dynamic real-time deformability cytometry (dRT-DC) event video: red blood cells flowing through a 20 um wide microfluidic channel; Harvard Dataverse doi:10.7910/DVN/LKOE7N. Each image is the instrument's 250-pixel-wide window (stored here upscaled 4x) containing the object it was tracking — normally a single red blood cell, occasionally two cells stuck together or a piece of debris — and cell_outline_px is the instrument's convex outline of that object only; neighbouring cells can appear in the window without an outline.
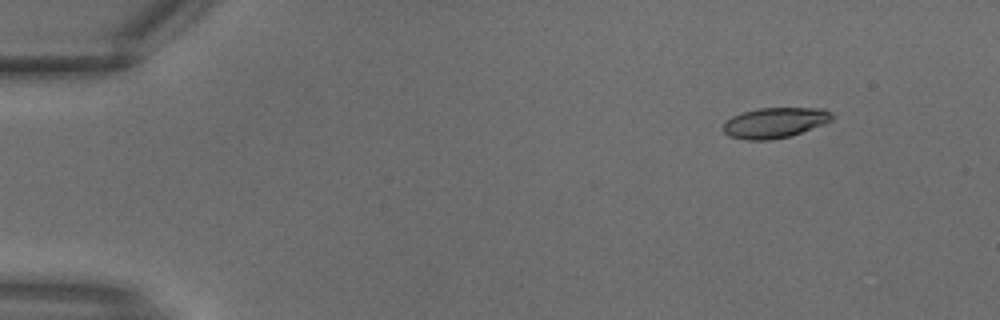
{"species": "common noctule bat (a hibernating species)", "species_latin": "Nyctalus noctula", "temperature_condition": "warm", "stored_images_in_passage": 15, "camera_frame_rate_fps": 3000, "um_per_image_px": 0.085, "animal": {"sex": "male", "body_mass_g": 18.8}, "frame": {"image": 1, "passage_image": 1, "time_ms": 0.0, "image_size_px": [1000, 320], "cell_outline_px": [[832, 120], [800, 132], [788, 136], [768, 140], [744, 140], [728, 136], [724, 132], [724, 124], [732, 116], [740, 112], [756, 108], [824, 108], [832, 112]], "centroid_in_image_um": [65.82, 10.42], "position_along_channel_um": 19.2, "area_um2": 19.13}}
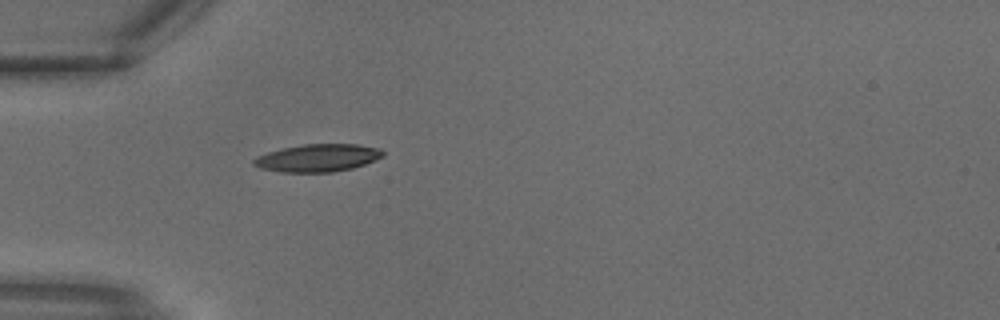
{"frame": {"image": 2, "passage_image": 7, "time_ms": 2.0, "image_size_px": [1000, 320], "cell_outline_px": [[384, 156], [376, 160], [352, 168], [332, 172], [280, 172], [260, 168], [252, 164], [252, 160], [256, 156], [268, 152], [284, 148], [304, 144], [356, 144], [380, 148], [384, 152]], "centroid_in_image_um": [27.01, 13.42], "position_along_channel_um": 58.0, "area_um2": 20.81}}
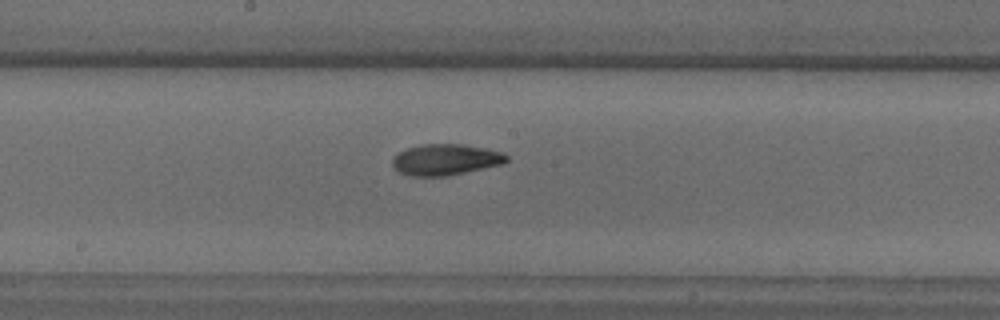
{"frame": {"image": 3, "passage_image": 14, "time_ms": 4.333, "image_size_px": [1000, 320], "cell_outline_px": [[508, 160], [500, 164], [448, 176], [408, 176], [396, 172], [392, 168], [392, 160], [400, 152], [408, 148], [420, 144], [464, 144], [484, 148], [500, 152], [508, 156]], "centroid_in_image_um": [37.81, 13.58], "position_along_channel_um": 210.4, "area_um2": 20.63}}